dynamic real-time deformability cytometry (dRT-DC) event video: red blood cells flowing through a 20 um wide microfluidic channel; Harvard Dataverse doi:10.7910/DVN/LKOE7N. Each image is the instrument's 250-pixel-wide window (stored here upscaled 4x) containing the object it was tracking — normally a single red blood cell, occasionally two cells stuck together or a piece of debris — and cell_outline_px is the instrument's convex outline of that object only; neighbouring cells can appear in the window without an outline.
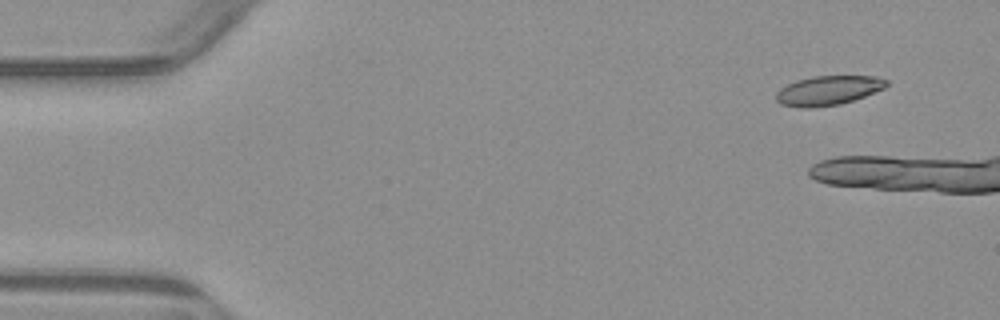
{"species": "common noctule bat (a hibernating species)", "species_latin": "Nyctalus noctula", "temperature_condition": "warm", "stored_images_in_passage": 3, "camera_frame_rate_fps": 3000, "um_per_image_px": 0.085, "animal": {"sex": "male", "body_mass_g": 23.1, "forearm_length_mm": 52.7}, "frame": {"image": 1, "passage_image": 1, "time_ms": 0.0, "image_size_px": [1000, 320], "cell_outline_px": [[888, 84], [884, 88], [864, 96], [840, 104], [808, 108], [800, 108], [780, 104], [776, 100], [776, 92], [780, 88], [796, 80], [812, 76], [876, 76], [888, 80]], "centroid_in_image_um": [70.37, 7.68], "position_along_channel_um": 14.6, "area_um2": 18.9}}